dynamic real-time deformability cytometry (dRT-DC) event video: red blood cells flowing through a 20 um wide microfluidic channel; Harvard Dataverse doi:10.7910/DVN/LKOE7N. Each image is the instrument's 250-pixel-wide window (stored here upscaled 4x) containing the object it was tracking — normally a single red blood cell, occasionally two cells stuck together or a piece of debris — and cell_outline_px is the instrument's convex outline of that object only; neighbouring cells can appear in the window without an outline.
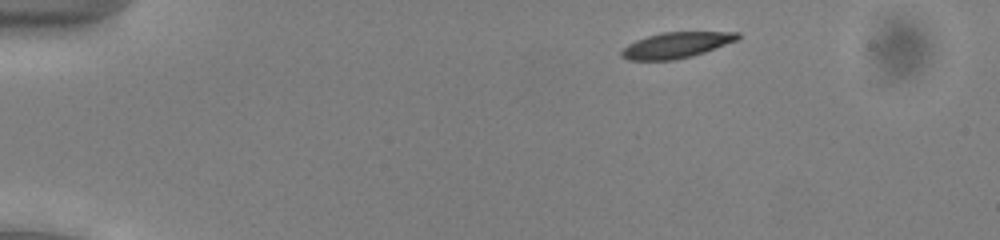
{"species": "common noctule bat (a hibernating species)", "species_latin": "Nyctalus noctula", "temperature_condition": "cold", "stored_images_in_passage": 47, "camera_frame_rate_fps": 3000, "um_per_image_px": 0.085, "animal": {"sex": "male", "body_mass_g": 13.0, "forearm_length_mm": 53.1}, "frame": {"image": 1, "passage_image": 3, "time_ms": 0.667, "image_size_px": [1000, 240], "cell_outline_px": [[740, 40], [692, 56], [672, 60], [628, 60], [620, 56], [620, 52], [628, 44], [636, 40], [648, 36], [664, 32], [740, 32]], "centroid_in_image_um": [57.5, 3.83], "position_along_channel_um": 27.5, "area_um2": 17.46}}
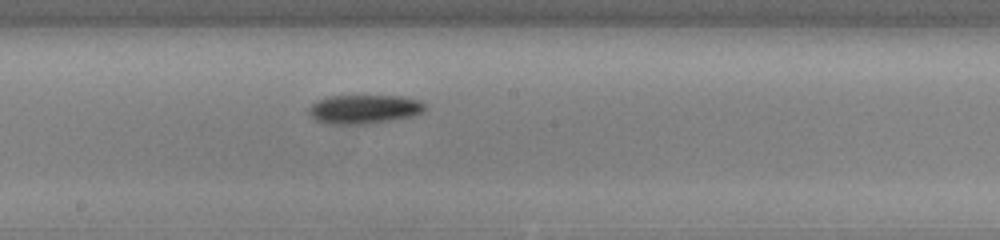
{"frame": {"image": 2, "passage_image": 24, "time_ms": 7.667, "image_size_px": [1000, 240], "cell_outline_px": [[428, 108], [424, 112], [412, 116], [368, 124], [332, 124], [316, 120], [308, 112], [308, 108], [316, 100], [328, 96], [404, 96], [420, 100]], "centroid_in_image_um": [30.98, 9.27], "position_along_channel_um": 217.2, "area_um2": 19.71}}
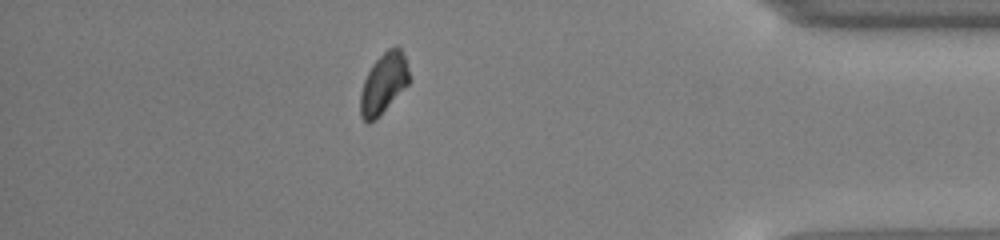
{"frame": {"image": 3, "passage_image": 41, "time_ms": 13.333, "image_size_px": [1000, 240], "cell_outline_px": [[408, 84], [368, 124], [360, 116], [360, 92], [364, 80], [372, 64], [388, 48], [396, 44], [400, 48], [404, 56], [408, 68]], "centroid_in_image_um": [32.57, 7.03], "position_along_channel_um": 402.6, "area_um2": 16.59}, "authors_computed_cell_mechanics": {"area_um2": 18.3226, "velocity_mm_per_s": 3.8872, "shape_relaxation_time_tau1_ms": 2.5312, "shape_relaxation_time_tau2_ms": null, "deformation_change_tau1": 0.0881, "deformation_change_tau2": null}}